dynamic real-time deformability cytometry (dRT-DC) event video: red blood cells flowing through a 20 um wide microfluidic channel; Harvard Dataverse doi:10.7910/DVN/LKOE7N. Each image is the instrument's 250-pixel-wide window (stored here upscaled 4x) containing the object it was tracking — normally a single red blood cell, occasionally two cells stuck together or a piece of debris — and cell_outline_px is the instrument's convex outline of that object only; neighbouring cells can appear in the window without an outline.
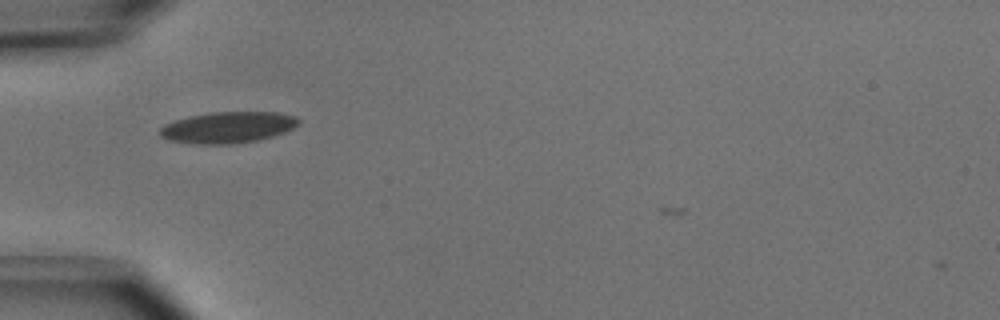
{"species": "common noctule bat (a hibernating species)", "species_latin": "Nyctalus noctula", "temperature_condition": "cold", "stored_images_in_passage": 23, "camera_frame_rate_fps": 3000, "um_per_image_px": 0.085, "animal": {"sex": "male", "body_mass_g": 15.6}, "frame": {"image": 1, "passage_image": 2, "time_ms": 0.333, "image_size_px": [1000, 320], "cell_outline_px": [[300, 124], [284, 132], [272, 136], [256, 140], [232, 144], [196, 144], [172, 140], [160, 136], [160, 128], [164, 124], [188, 116], [212, 112], [280, 112], [296, 116], [300, 120]], "centroid_in_image_um": [19.39, 10.82], "position_along_channel_um": 65.6, "area_um2": 25.2}}
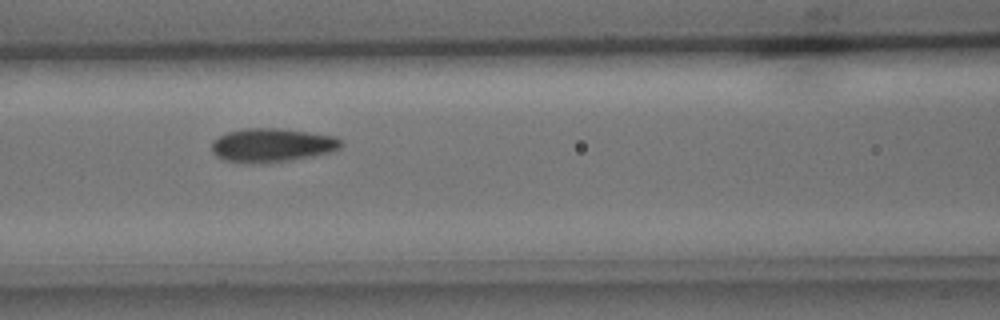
{"frame": {"image": 2, "passage_image": 8, "time_ms": 2.333, "image_size_px": [1000, 320], "cell_outline_px": [[344, 144], [340, 148], [328, 152], [312, 156], [288, 160], [224, 160], [216, 156], [212, 152], [212, 140], [228, 132], [244, 128], [280, 128], [336, 136]], "centroid_in_image_um": [23.15, 12.28], "position_along_channel_um": 143.4, "area_um2": 24.45}}
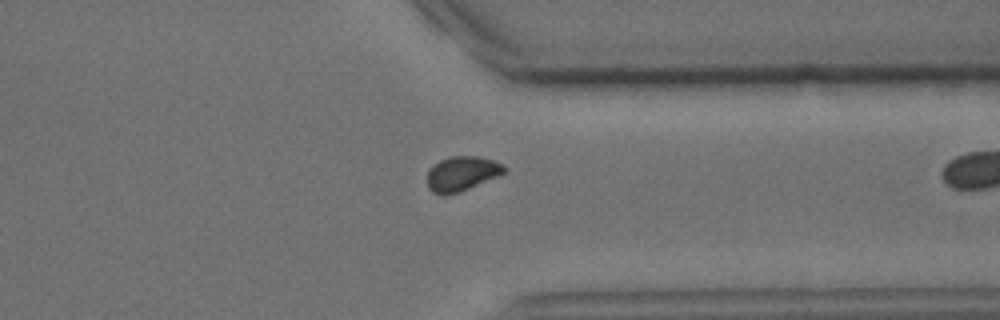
{"frame": {"image": 3, "passage_image": 22, "time_ms": 7.0, "image_size_px": [1000, 320], "cell_outline_px": [[508, 168], [504, 172], [496, 176], [460, 192], [448, 196], [440, 196], [432, 192], [428, 188], [428, 168], [432, 164], [448, 156], [476, 156], [492, 160]], "centroid_in_image_um": [39.18, 14.77], "position_along_channel_um": 372.2, "area_um2": 15.61}}